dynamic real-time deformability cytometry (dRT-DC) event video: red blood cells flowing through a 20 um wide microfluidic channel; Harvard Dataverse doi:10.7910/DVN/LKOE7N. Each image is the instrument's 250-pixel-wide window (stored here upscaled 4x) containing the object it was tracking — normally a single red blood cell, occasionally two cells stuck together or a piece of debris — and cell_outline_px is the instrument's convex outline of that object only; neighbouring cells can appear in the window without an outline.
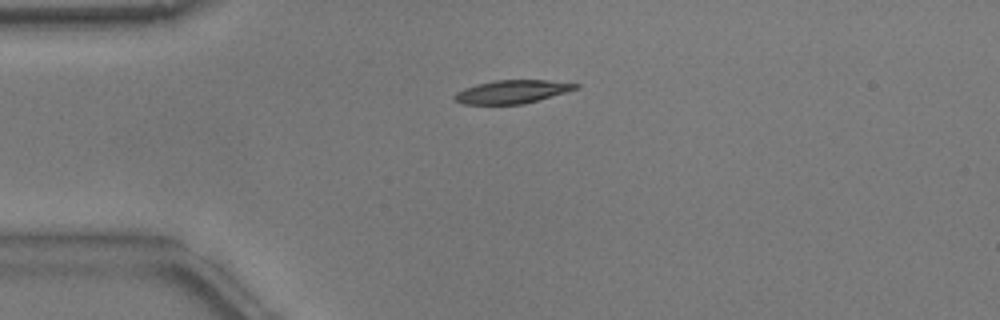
{"species": "common noctule bat (a hibernating species)", "species_latin": "Nyctalus noctula", "temperature_condition": "warm", "stored_images_in_passage": 49, "camera_frame_rate_fps": 3000, "um_per_image_px": 0.085, "animal": {"sex": "male", "body_mass_g": 17.9}, "frame": {"image": 1, "passage_image": 9, "time_ms": 2.667, "image_size_px": [1000, 320], "cell_outline_px": [[580, 88], [524, 104], [464, 104], [456, 100], [452, 96], [456, 92], [464, 88], [476, 84], [496, 80], [548, 80], [580, 84]], "centroid_in_image_um": [43.54, 7.79], "position_along_channel_um": 41.5, "area_um2": 16.42}}
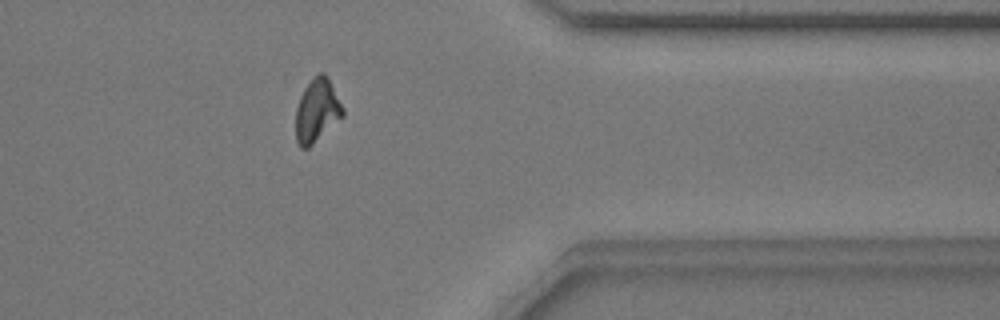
{"frame": {"image": 2, "passage_image": 39, "time_ms": 12.667, "image_size_px": [1000, 320], "cell_outline_px": [[344, 116], [308, 148], [300, 148], [296, 140], [296, 108], [300, 96], [304, 88], [320, 72], [324, 72], [344, 108]], "centroid_in_image_um": [26.94, 9.43], "position_along_channel_um": 384.5, "area_um2": 17.11}}
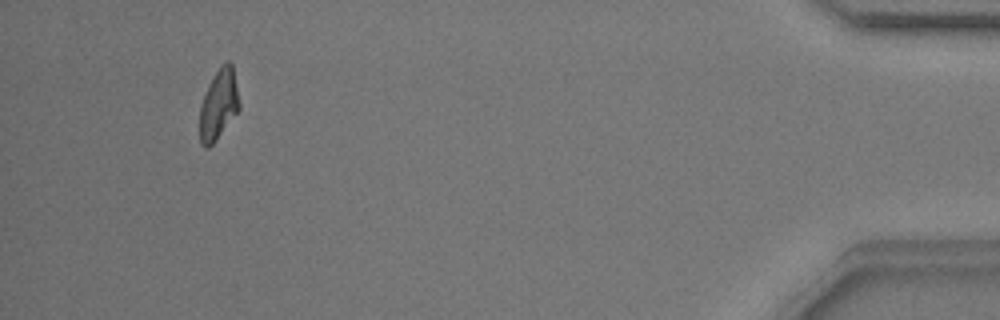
{"frame": {"image": 3, "passage_image": 46, "time_ms": 15.0, "image_size_px": [1000, 320], "cell_outline_px": [[240, 108], [216, 140], [208, 148], [204, 148], [200, 144], [200, 108], [208, 84], [212, 76], [220, 64], [224, 60], [228, 60], [232, 64], [240, 104]], "centroid_in_image_um": [18.58, 8.85], "position_along_channel_um": 416.6, "area_um2": 16.24}, "authors_computed_cell_mechanics": {"area_um2": 16.6464, "velocity_mm_per_s": 3.795, "shape_relaxation_time_tau1_ms": 2.9744, "shape_relaxation_time_tau2_ms": 5.5212, "deformation_change_tau1": 0.1367, "deformation_change_tau2": 0.1174}}